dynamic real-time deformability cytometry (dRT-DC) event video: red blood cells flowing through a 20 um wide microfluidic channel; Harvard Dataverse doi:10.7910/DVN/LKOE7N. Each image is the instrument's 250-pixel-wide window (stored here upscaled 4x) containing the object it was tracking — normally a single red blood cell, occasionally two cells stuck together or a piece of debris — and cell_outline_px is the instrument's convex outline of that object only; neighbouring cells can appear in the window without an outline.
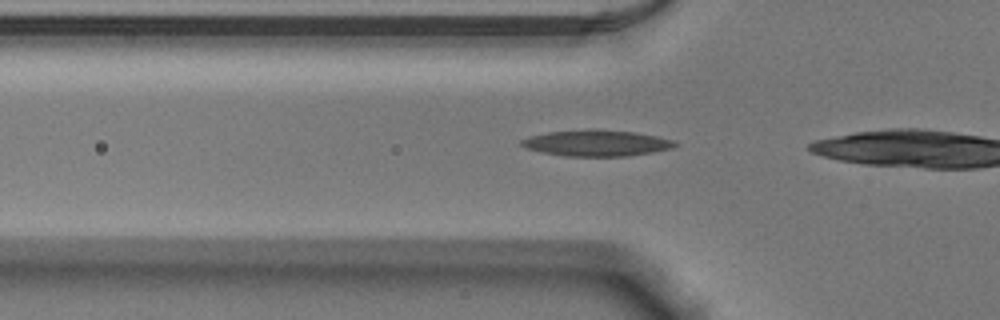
{"species": "Egyptian fruit bat (a non-hibernating species)", "species_latin": "Rousettus aegyptiacus", "temperature_condition": "warm", "stored_images_in_passage": 3, "camera_frame_rate_fps": 3000, "um_per_image_px": 0.085, "animal": {"sex": "male"}, "frame": {"image": 1, "passage_image": 2, "time_ms": 0.333, "image_size_px": [1000, 320], "cell_outline_px": [[680, 144], [672, 148], [652, 152], [628, 156], [564, 156], [544, 152], [528, 148], [520, 144], [520, 140], [528, 136], [548, 132], [588, 128], [596, 128], [632, 132], [656, 136], [676, 140]], "centroid_in_image_um": [50.73, 12.14], "position_along_channel_um": 75.1, "area_um2": 23.58}}